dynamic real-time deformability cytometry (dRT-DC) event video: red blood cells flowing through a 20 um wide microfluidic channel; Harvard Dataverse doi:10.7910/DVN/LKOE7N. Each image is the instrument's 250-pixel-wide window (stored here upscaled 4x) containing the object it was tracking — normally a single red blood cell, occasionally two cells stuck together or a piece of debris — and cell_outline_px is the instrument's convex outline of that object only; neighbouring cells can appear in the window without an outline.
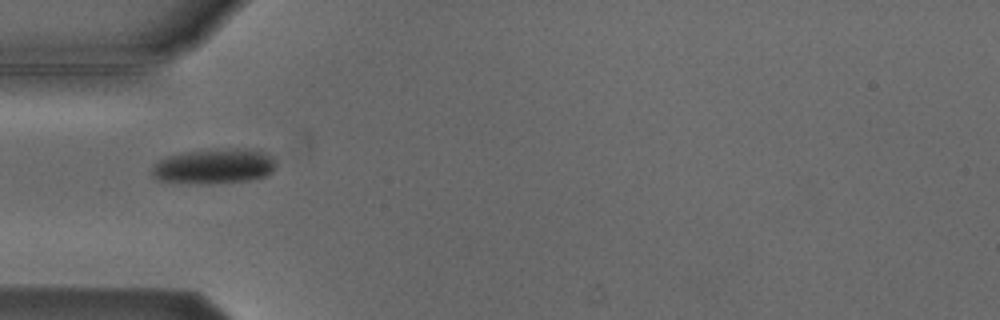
{"species": "Egyptian fruit bat (a non-hibernating species)", "species_latin": "Rousettus aegyptiacus", "temperature_condition": "cold", "stored_images_in_passage": 1, "camera_frame_rate_fps": 3000, "um_per_image_px": 0.085, "animal": {"sex": "male"}, "frame": {"image": 1, "passage_image": 1, "time_ms": 0.0, "image_size_px": [1000, 320], "cell_outline_px": [[276, 164], [272, 172], [264, 176], [248, 180], [208, 184], [160, 180], [152, 176], [152, 164], [168, 156], [184, 152], [228, 148], [236, 148], [268, 152], [276, 160]], "centroid_in_image_um": [18.23, 14.12], "position_along_channel_um": 66.8, "area_um2": 25.26}}